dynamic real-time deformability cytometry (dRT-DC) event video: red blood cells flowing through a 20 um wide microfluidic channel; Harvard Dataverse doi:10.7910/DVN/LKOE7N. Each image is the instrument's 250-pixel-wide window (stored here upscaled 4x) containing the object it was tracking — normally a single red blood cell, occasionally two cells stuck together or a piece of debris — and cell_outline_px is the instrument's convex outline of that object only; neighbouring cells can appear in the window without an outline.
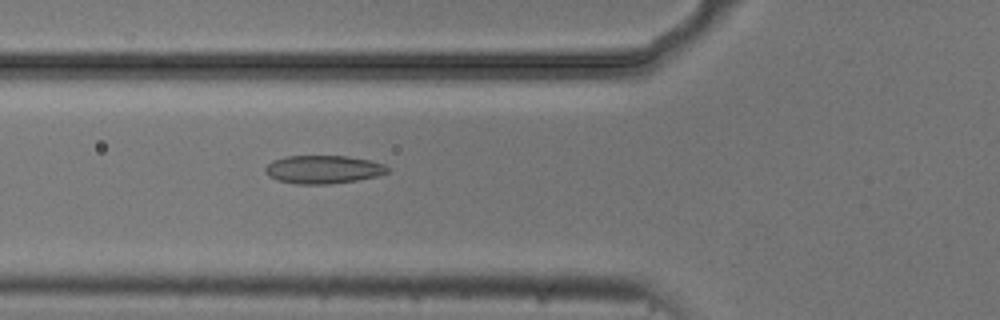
{"species": "common noctule bat (a hibernating species)", "species_latin": "Nyctalus noctula", "temperature_condition": "cold", "stored_images_in_passage": 53, "camera_frame_rate_fps": 3000, "um_per_image_px": 0.085, "animal": {"sex": "male", "body_mass_g": 20.5, "forearm_length_mm": 52.5}, "frame": {"image": 1, "passage_image": 19, "time_ms": 6.0, "image_size_px": [1000, 320], "cell_outline_px": [[392, 172], [380, 176], [356, 180], [328, 184], [296, 184], [276, 180], [268, 176], [264, 172], [264, 168], [272, 160], [284, 156], [348, 156], [372, 160], [384, 164], [392, 168]], "centroid_in_image_um": [27.52, 14.4], "position_along_channel_um": 98.3, "area_um2": 20.58}}
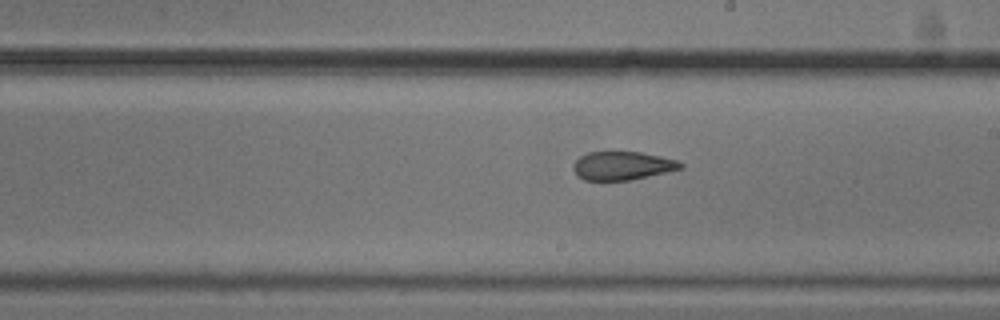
{"frame": {"image": 2, "passage_image": 30, "time_ms": 9.667, "image_size_px": [1000, 320], "cell_outline_px": [[684, 168], [632, 180], [584, 180], [576, 176], [572, 168], [572, 164], [580, 156], [588, 152], [612, 148], [640, 152], [660, 156], [676, 160], [684, 164]], "centroid_in_image_um": [52.85, 14.04], "position_along_channel_um": 236.1, "area_um2": 18.67}}
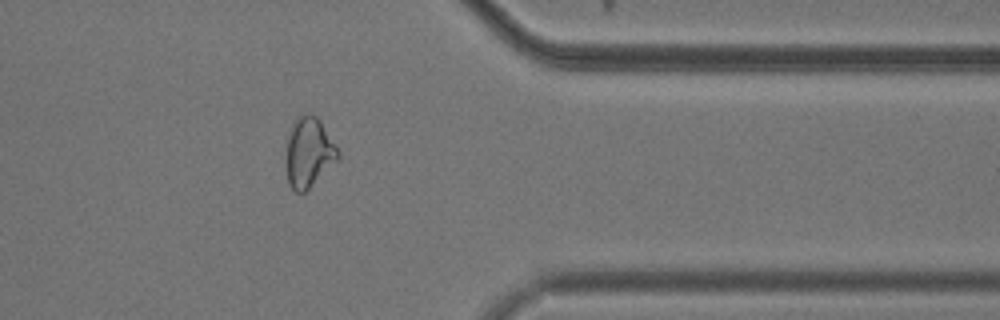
{"frame": {"image": 3, "passage_image": 43, "time_ms": 14.0, "image_size_px": [1000, 320], "cell_outline_px": [[340, 156], [304, 192], [296, 192], [288, 184], [284, 160], [288, 136], [296, 120], [304, 112], [316, 116], [320, 120], [340, 152]], "centroid_in_image_um": [26.21, 12.95], "position_along_channel_um": 385.2, "area_um2": 20.87}, "authors_computed_cell_mechanics": {"area_um2": 20.808, "velocity_mm_per_s": 3.7384, "shape_relaxation_time_tau1_ms": 6.1647, "shape_relaxation_time_tau2_ms": 2.4823, "deformation_change_tau1": 0.1235, "deformation_change_tau2": 0.0895}}